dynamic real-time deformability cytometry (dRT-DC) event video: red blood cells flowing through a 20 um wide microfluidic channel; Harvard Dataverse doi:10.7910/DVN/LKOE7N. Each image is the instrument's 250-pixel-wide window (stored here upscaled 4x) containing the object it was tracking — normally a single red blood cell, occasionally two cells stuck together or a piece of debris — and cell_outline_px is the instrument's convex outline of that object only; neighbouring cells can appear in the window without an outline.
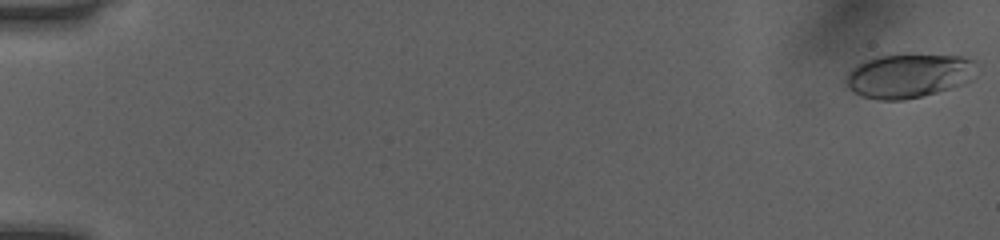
{"species": "human", "species_latin": "Homo sapiens", "temperature_condition": "room temperature", "stored_images_in_passage": 52, "camera_frame_rate_fps": 3000, "um_per_image_px": 0.085, "donor": {"sex": "female"}, "frame": {"image": 1, "passage_image": 1, "time_ms": 0.0, "image_size_px": [1000, 240], "cell_outline_px": [[976, 60], [972, 80], [952, 88], [904, 100], [880, 100], [860, 96], [848, 88], [844, 84], [844, 76], [856, 64], [864, 60], [876, 56], [964, 56]], "centroid_in_image_um": [77.18, 6.46], "position_along_channel_um": 7.8, "area_um2": 33.41}}
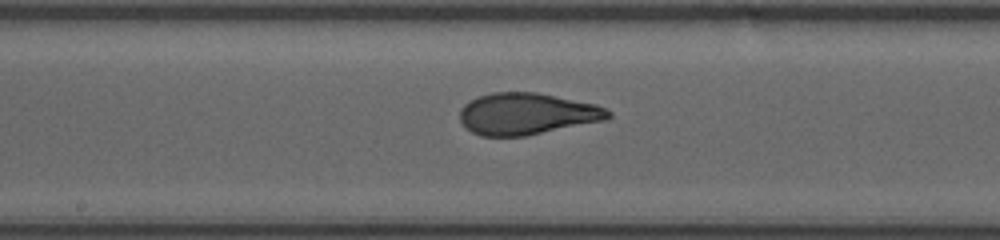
{"frame": {"image": 2, "passage_image": 29, "time_ms": 9.333, "image_size_px": [1000, 240], "cell_outline_px": [[612, 116], [608, 120], [524, 136], [480, 136], [464, 128], [460, 120], [460, 108], [468, 100], [476, 96], [492, 92], [536, 92], [596, 104], [608, 108], [612, 112]], "centroid_in_image_um": [44.78, 9.67], "position_along_channel_um": 203.4, "area_um2": 36.53}}
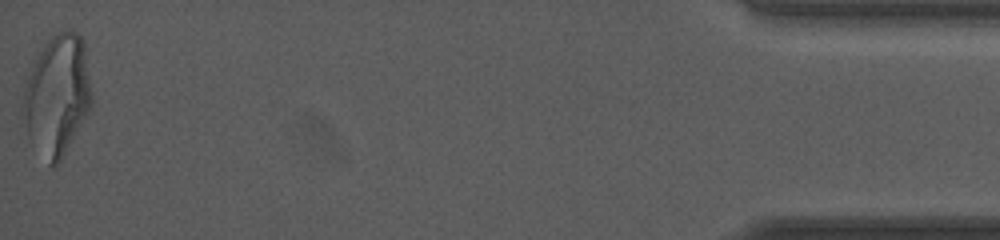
{"frame": {"image": 3, "passage_image": 52, "time_ms": 17.0, "image_size_px": [1000, 240], "cell_outline_px": [[92, 104], [88, 112], [60, 160], [52, 168], [48, 164], [28, 140], [20, 116], [20, 108], [24, 88], [28, 76], [44, 44], [52, 36], [60, 32], [72, 28], [80, 36], [84, 44], [92, 92]], "centroid_in_image_um": [4.82, 8.13], "position_along_channel_um": 430.4, "area_um2": 48.32}, "authors_computed_cell_mechanics": {"area_um2": 35.9516, "velocity_mm_per_s": 4.0761, "shape_relaxation_time_tau1_ms": 8.0804, "shape_relaxation_time_tau2_ms": 0.8124, "deformation_change_tau1": 0.2564, "deformation_change_tau2": 0.0775}}